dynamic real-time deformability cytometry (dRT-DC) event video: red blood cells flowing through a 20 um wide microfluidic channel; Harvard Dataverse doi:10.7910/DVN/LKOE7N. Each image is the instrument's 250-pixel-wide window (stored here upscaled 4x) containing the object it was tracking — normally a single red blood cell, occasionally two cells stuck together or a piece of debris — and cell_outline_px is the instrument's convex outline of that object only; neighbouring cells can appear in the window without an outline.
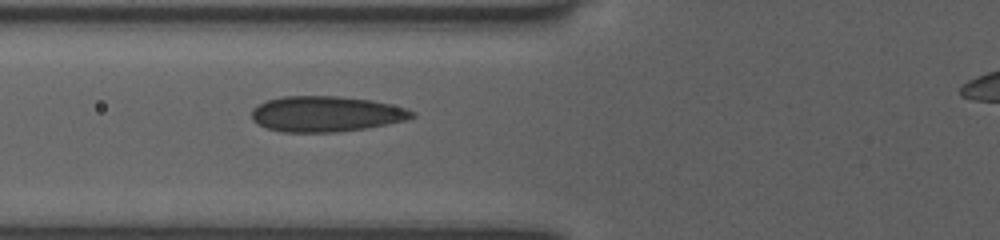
{"species": "human", "species_latin": "Homo sapiens", "temperature_condition": "room temperature", "stored_images_in_passage": 3, "camera_frame_rate_fps": 3000, "um_per_image_px": 0.085, "donor": {"sex": "female"}, "frame": {"image": 1, "passage_image": 3, "time_ms": 2.0, "image_size_px": [1000, 240], "cell_outline_px": [[416, 116], [408, 120], [368, 128], [340, 132], [280, 132], [264, 128], [256, 124], [252, 120], [252, 108], [268, 100], [284, 96], [336, 96], [372, 100], [404, 108], [416, 112]], "centroid_in_image_um": [27.71, 9.7], "position_along_channel_um": 98.1, "area_um2": 33.52}}